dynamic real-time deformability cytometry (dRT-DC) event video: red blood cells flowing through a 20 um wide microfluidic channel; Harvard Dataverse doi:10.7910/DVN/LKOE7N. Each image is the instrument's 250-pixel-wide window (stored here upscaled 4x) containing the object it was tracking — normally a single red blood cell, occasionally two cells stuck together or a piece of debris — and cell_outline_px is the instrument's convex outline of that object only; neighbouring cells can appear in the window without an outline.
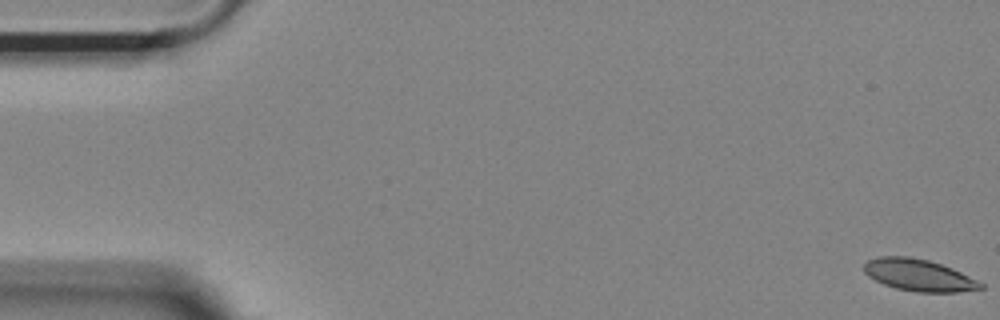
{"species": "Egyptian fruit bat (a non-hibernating species)", "species_latin": "Rousettus aegyptiacus", "temperature_condition": "room temperature", "stored_images_in_passage": 55, "camera_frame_rate_fps": 3000, "um_per_image_px": 0.085, "animal": {"sex": "female"}, "frame": {"image": 1, "passage_image": 1, "time_ms": 0.0, "image_size_px": [1000, 320], "cell_outline_px": [[984, 288], [960, 292], [916, 292], [896, 288], [884, 284], [868, 276], [864, 272], [864, 264], [868, 260], [880, 256], [908, 256], [928, 260], [952, 268], [984, 284]], "centroid_in_image_um": [78.09, 23.39], "position_along_channel_um": 6.9, "area_um2": 21.5}}
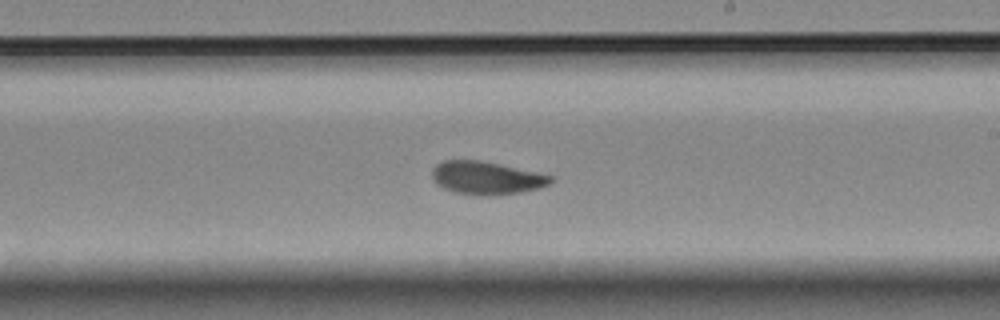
{"frame": {"image": 2, "passage_image": 32, "time_ms": 10.333, "image_size_px": [1000, 320], "cell_outline_px": [[552, 180], [548, 184], [540, 188], [520, 192], [476, 196], [456, 192], [444, 188], [436, 184], [432, 180], [432, 168], [436, 164], [444, 160], [476, 160], [536, 172], [552, 176]], "centroid_in_image_um": [41.28, 15.13], "position_along_channel_um": 247.7, "area_um2": 22.43}}
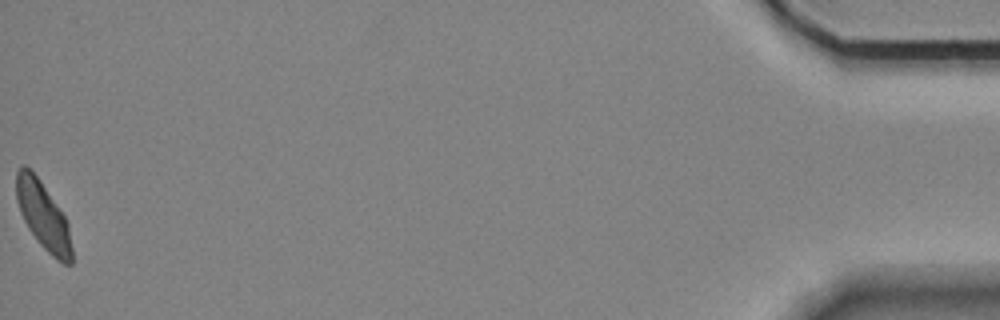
{"frame": {"image": 3, "passage_image": 55, "time_ms": 18.0, "image_size_px": [1000, 320], "cell_outline_px": [[72, 264], [64, 264], [56, 260], [40, 244], [28, 228], [20, 212], [16, 200], [16, 172], [24, 164], [36, 176], [64, 216], [68, 224], [72, 248]], "centroid_in_image_um": [3.66, 18.38], "position_along_channel_um": 431.5, "area_um2": 21.39}, "authors_computed_cell_mechanics": {"area_um2": 22.1952, "velocity_mm_per_s": 3.675, "shape_relaxation_time_tau1_ms": 6.2728, "shape_relaxation_time_tau2_ms": 3.1222, "deformation_change_tau1": 0.1574, "deformation_change_tau2": 0.0737}}